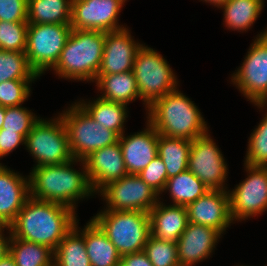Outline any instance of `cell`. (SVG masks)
<instances>
[{"label":"cell","instance_id":"7","mask_svg":"<svg viewBox=\"0 0 267 266\" xmlns=\"http://www.w3.org/2000/svg\"><path fill=\"white\" fill-rule=\"evenodd\" d=\"M132 71L146 108L177 88L178 81L170 65L150 47L142 45L138 49Z\"/></svg>","mask_w":267,"mask_h":266},{"label":"cell","instance_id":"28","mask_svg":"<svg viewBox=\"0 0 267 266\" xmlns=\"http://www.w3.org/2000/svg\"><path fill=\"white\" fill-rule=\"evenodd\" d=\"M264 0H228L224 9V22L228 29L246 31L256 21L263 9Z\"/></svg>","mask_w":267,"mask_h":266},{"label":"cell","instance_id":"6","mask_svg":"<svg viewBox=\"0 0 267 266\" xmlns=\"http://www.w3.org/2000/svg\"><path fill=\"white\" fill-rule=\"evenodd\" d=\"M74 104L60 114L67 130L69 147L74 159L84 160L92 152L118 142L119 136L114 131L105 129L95 122L78 103Z\"/></svg>","mask_w":267,"mask_h":266},{"label":"cell","instance_id":"5","mask_svg":"<svg viewBox=\"0 0 267 266\" xmlns=\"http://www.w3.org/2000/svg\"><path fill=\"white\" fill-rule=\"evenodd\" d=\"M92 220L117 248L121 257L143 251L151 235L147 212L104 210Z\"/></svg>","mask_w":267,"mask_h":266},{"label":"cell","instance_id":"31","mask_svg":"<svg viewBox=\"0 0 267 266\" xmlns=\"http://www.w3.org/2000/svg\"><path fill=\"white\" fill-rule=\"evenodd\" d=\"M38 77L29 65L25 52L0 50V83L8 80H35Z\"/></svg>","mask_w":267,"mask_h":266},{"label":"cell","instance_id":"3","mask_svg":"<svg viewBox=\"0 0 267 266\" xmlns=\"http://www.w3.org/2000/svg\"><path fill=\"white\" fill-rule=\"evenodd\" d=\"M148 123L158 134L193 141L208 133L198 107L177 88L148 107Z\"/></svg>","mask_w":267,"mask_h":266},{"label":"cell","instance_id":"13","mask_svg":"<svg viewBox=\"0 0 267 266\" xmlns=\"http://www.w3.org/2000/svg\"><path fill=\"white\" fill-rule=\"evenodd\" d=\"M223 154L207 133L195 138L189 152L188 170L209 190H225L227 164Z\"/></svg>","mask_w":267,"mask_h":266},{"label":"cell","instance_id":"32","mask_svg":"<svg viewBox=\"0 0 267 266\" xmlns=\"http://www.w3.org/2000/svg\"><path fill=\"white\" fill-rule=\"evenodd\" d=\"M28 25V22L0 20V50L25 52Z\"/></svg>","mask_w":267,"mask_h":266},{"label":"cell","instance_id":"34","mask_svg":"<svg viewBox=\"0 0 267 266\" xmlns=\"http://www.w3.org/2000/svg\"><path fill=\"white\" fill-rule=\"evenodd\" d=\"M247 150L244 164L267 167V114L253 130Z\"/></svg>","mask_w":267,"mask_h":266},{"label":"cell","instance_id":"41","mask_svg":"<svg viewBox=\"0 0 267 266\" xmlns=\"http://www.w3.org/2000/svg\"><path fill=\"white\" fill-rule=\"evenodd\" d=\"M4 228L9 230V237H4ZM11 240V231L9 226L0 225V260L9 254V245Z\"/></svg>","mask_w":267,"mask_h":266},{"label":"cell","instance_id":"17","mask_svg":"<svg viewBox=\"0 0 267 266\" xmlns=\"http://www.w3.org/2000/svg\"><path fill=\"white\" fill-rule=\"evenodd\" d=\"M84 162L93 192L128 174L119 141L92 152Z\"/></svg>","mask_w":267,"mask_h":266},{"label":"cell","instance_id":"26","mask_svg":"<svg viewBox=\"0 0 267 266\" xmlns=\"http://www.w3.org/2000/svg\"><path fill=\"white\" fill-rule=\"evenodd\" d=\"M192 141L159 134L158 155L165 164L168 178L188 170Z\"/></svg>","mask_w":267,"mask_h":266},{"label":"cell","instance_id":"22","mask_svg":"<svg viewBox=\"0 0 267 266\" xmlns=\"http://www.w3.org/2000/svg\"><path fill=\"white\" fill-rule=\"evenodd\" d=\"M78 231L84 236L91 266H120L122 257L117 248L92 219Z\"/></svg>","mask_w":267,"mask_h":266},{"label":"cell","instance_id":"40","mask_svg":"<svg viewBox=\"0 0 267 266\" xmlns=\"http://www.w3.org/2000/svg\"><path fill=\"white\" fill-rule=\"evenodd\" d=\"M120 266H153V264L147 258V255L141 251L138 253L123 255Z\"/></svg>","mask_w":267,"mask_h":266},{"label":"cell","instance_id":"4","mask_svg":"<svg viewBox=\"0 0 267 266\" xmlns=\"http://www.w3.org/2000/svg\"><path fill=\"white\" fill-rule=\"evenodd\" d=\"M104 42L105 32L72 29L53 71L61 78L94 82Z\"/></svg>","mask_w":267,"mask_h":266},{"label":"cell","instance_id":"8","mask_svg":"<svg viewBox=\"0 0 267 266\" xmlns=\"http://www.w3.org/2000/svg\"><path fill=\"white\" fill-rule=\"evenodd\" d=\"M25 146L37 160L34 167L67 163L74 159L60 115L52 121L39 119L26 136Z\"/></svg>","mask_w":267,"mask_h":266},{"label":"cell","instance_id":"35","mask_svg":"<svg viewBox=\"0 0 267 266\" xmlns=\"http://www.w3.org/2000/svg\"><path fill=\"white\" fill-rule=\"evenodd\" d=\"M15 106L5 108V117L2 129L22 134L25 138L32 130L34 124L40 119L25 107Z\"/></svg>","mask_w":267,"mask_h":266},{"label":"cell","instance_id":"16","mask_svg":"<svg viewBox=\"0 0 267 266\" xmlns=\"http://www.w3.org/2000/svg\"><path fill=\"white\" fill-rule=\"evenodd\" d=\"M142 46L132 39L125 27L105 33L101 65L97 75L124 73L133 70L136 52Z\"/></svg>","mask_w":267,"mask_h":266},{"label":"cell","instance_id":"23","mask_svg":"<svg viewBox=\"0 0 267 266\" xmlns=\"http://www.w3.org/2000/svg\"><path fill=\"white\" fill-rule=\"evenodd\" d=\"M96 86L103 92L100 98L127 105L140 98L133 71L118 74L97 75Z\"/></svg>","mask_w":267,"mask_h":266},{"label":"cell","instance_id":"43","mask_svg":"<svg viewBox=\"0 0 267 266\" xmlns=\"http://www.w3.org/2000/svg\"><path fill=\"white\" fill-rule=\"evenodd\" d=\"M205 2H208L211 4H213L214 6L220 7L223 4H225L228 0H203Z\"/></svg>","mask_w":267,"mask_h":266},{"label":"cell","instance_id":"42","mask_svg":"<svg viewBox=\"0 0 267 266\" xmlns=\"http://www.w3.org/2000/svg\"><path fill=\"white\" fill-rule=\"evenodd\" d=\"M0 266H16L13 257L10 254H7L0 260Z\"/></svg>","mask_w":267,"mask_h":266},{"label":"cell","instance_id":"29","mask_svg":"<svg viewBox=\"0 0 267 266\" xmlns=\"http://www.w3.org/2000/svg\"><path fill=\"white\" fill-rule=\"evenodd\" d=\"M167 189L174 205L185 207L209 191L208 187L189 170L168 178L163 192Z\"/></svg>","mask_w":267,"mask_h":266},{"label":"cell","instance_id":"39","mask_svg":"<svg viewBox=\"0 0 267 266\" xmlns=\"http://www.w3.org/2000/svg\"><path fill=\"white\" fill-rule=\"evenodd\" d=\"M26 138L19 133L0 130V158L15 150L21 143L25 145Z\"/></svg>","mask_w":267,"mask_h":266},{"label":"cell","instance_id":"20","mask_svg":"<svg viewBox=\"0 0 267 266\" xmlns=\"http://www.w3.org/2000/svg\"><path fill=\"white\" fill-rule=\"evenodd\" d=\"M29 197V179L0 163V225L9 226Z\"/></svg>","mask_w":267,"mask_h":266},{"label":"cell","instance_id":"36","mask_svg":"<svg viewBox=\"0 0 267 266\" xmlns=\"http://www.w3.org/2000/svg\"><path fill=\"white\" fill-rule=\"evenodd\" d=\"M34 80H8L0 83V106L15 107L30 96L29 83ZM22 103V104H21Z\"/></svg>","mask_w":267,"mask_h":266},{"label":"cell","instance_id":"15","mask_svg":"<svg viewBox=\"0 0 267 266\" xmlns=\"http://www.w3.org/2000/svg\"><path fill=\"white\" fill-rule=\"evenodd\" d=\"M188 222L210 226L222 234L233 222L226 190H209L186 206Z\"/></svg>","mask_w":267,"mask_h":266},{"label":"cell","instance_id":"12","mask_svg":"<svg viewBox=\"0 0 267 266\" xmlns=\"http://www.w3.org/2000/svg\"><path fill=\"white\" fill-rule=\"evenodd\" d=\"M248 177L228 190L233 221L244 220L267 210V167L245 164Z\"/></svg>","mask_w":267,"mask_h":266},{"label":"cell","instance_id":"25","mask_svg":"<svg viewBox=\"0 0 267 266\" xmlns=\"http://www.w3.org/2000/svg\"><path fill=\"white\" fill-rule=\"evenodd\" d=\"M80 102V103H79ZM77 102L89 116L105 129L114 131L119 137L124 132V122L126 120L127 109L125 104L107 101L97 98L96 101L85 103L84 100Z\"/></svg>","mask_w":267,"mask_h":266},{"label":"cell","instance_id":"19","mask_svg":"<svg viewBox=\"0 0 267 266\" xmlns=\"http://www.w3.org/2000/svg\"><path fill=\"white\" fill-rule=\"evenodd\" d=\"M158 140V132L148 122L144 131L119 137L128 174L138 175L158 155Z\"/></svg>","mask_w":267,"mask_h":266},{"label":"cell","instance_id":"44","mask_svg":"<svg viewBox=\"0 0 267 266\" xmlns=\"http://www.w3.org/2000/svg\"><path fill=\"white\" fill-rule=\"evenodd\" d=\"M4 117H5V107L0 106V130L2 129Z\"/></svg>","mask_w":267,"mask_h":266},{"label":"cell","instance_id":"2","mask_svg":"<svg viewBox=\"0 0 267 266\" xmlns=\"http://www.w3.org/2000/svg\"><path fill=\"white\" fill-rule=\"evenodd\" d=\"M78 161L83 164L82 172L72 167ZM28 179L31 197L57 202L74 210L76 201L94 193L84 160L73 159L67 163L34 167Z\"/></svg>","mask_w":267,"mask_h":266},{"label":"cell","instance_id":"37","mask_svg":"<svg viewBox=\"0 0 267 266\" xmlns=\"http://www.w3.org/2000/svg\"><path fill=\"white\" fill-rule=\"evenodd\" d=\"M138 176L158 194L163 192L168 179L165 164L159 155H157Z\"/></svg>","mask_w":267,"mask_h":266},{"label":"cell","instance_id":"9","mask_svg":"<svg viewBox=\"0 0 267 266\" xmlns=\"http://www.w3.org/2000/svg\"><path fill=\"white\" fill-rule=\"evenodd\" d=\"M71 32V26L65 24L28 25L25 54L39 77L56 65Z\"/></svg>","mask_w":267,"mask_h":266},{"label":"cell","instance_id":"24","mask_svg":"<svg viewBox=\"0 0 267 266\" xmlns=\"http://www.w3.org/2000/svg\"><path fill=\"white\" fill-rule=\"evenodd\" d=\"M72 0H28V24L70 25Z\"/></svg>","mask_w":267,"mask_h":266},{"label":"cell","instance_id":"18","mask_svg":"<svg viewBox=\"0 0 267 266\" xmlns=\"http://www.w3.org/2000/svg\"><path fill=\"white\" fill-rule=\"evenodd\" d=\"M222 233L210 226L188 222L186 229L177 240L178 263L193 266L207 259L213 252Z\"/></svg>","mask_w":267,"mask_h":266},{"label":"cell","instance_id":"33","mask_svg":"<svg viewBox=\"0 0 267 266\" xmlns=\"http://www.w3.org/2000/svg\"><path fill=\"white\" fill-rule=\"evenodd\" d=\"M143 252L153 266H180L175 242L162 241L150 235Z\"/></svg>","mask_w":267,"mask_h":266},{"label":"cell","instance_id":"14","mask_svg":"<svg viewBox=\"0 0 267 266\" xmlns=\"http://www.w3.org/2000/svg\"><path fill=\"white\" fill-rule=\"evenodd\" d=\"M123 0H72L70 26L77 30L110 32L123 29L118 26V15Z\"/></svg>","mask_w":267,"mask_h":266},{"label":"cell","instance_id":"27","mask_svg":"<svg viewBox=\"0 0 267 266\" xmlns=\"http://www.w3.org/2000/svg\"><path fill=\"white\" fill-rule=\"evenodd\" d=\"M77 223L53 251L55 266H91L84 236L78 231Z\"/></svg>","mask_w":267,"mask_h":266},{"label":"cell","instance_id":"38","mask_svg":"<svg viewBox=\"0 0 267 266\" xmlns=\"http://www.w3.org/2000/svg\"><path fill=\"white\" fill-rule=\"evenodd\" d=\"M28 0H0V20L27 22Z\"/></svg>","mask_w":267,"mask_h":266},{"label":"cell","instance_id":"1","mask_svg":"<svg viewBox=\"0 0 267 266\" xmlns=\"http://www.w3.org/2000/svg\"><path fill=\"white\" fill-rule=\"evenodd\" d=\"M75 210L57 203L29 197L9 225L11 236L48 246L53 251L77 221Z\"/></svg>","mask_w":267,"mask_h":266},{"label":"cell","instance_id":"11","mask_svg":"<svg viewBox=\"0 0 267 266\" xmlns=\"http://www.w3.org/2000/svg\"><path fill=\"white\" fill-rule=\"evenodd\" d=\"M99 192L107 203L104 210L149 213L160 198L155 190L135 174H127L119 180L110 182Z\"/></svg>","mask_w":267,"mask_h":266},{"label":"cell","instance_id":"21","mask_svg":"<svg viewBox=\"0 0 267 266\" xmlns=\"http://www.w3.org/2000/svg\"><path fill=\"white\" fill-rule=\"evenodd\" d=\"M151 236L162 241L177 242L188 224L185 206H165L161 201L149 211Z\"/></svg>","mask_w":267,"mask_h":266},{"label":"cell","instance_id":"10","mask_svg":"<svg viewBox=\"0 0 267 266\" xmlns=\"http://www.w3.org/2000/svg\"><path fill=\"white\" fill-rule=\"evenodd\" d=\"M239 68L231 81L250 102L263 108L267 104V30L256 37Z\"/></svg>","mask_w":267,"mask_h":266},{"label":"cell","instance_id":"30","mask_svg":"<svg viewBox=\"0 0 267 266\" xmlns=\"http://www.w3.org/2000/svg\"><path fill=\"white\" fill-rule=\"evenodd\" d=\"M9 254L16 266H52L54 252L46 245L28 242L11 236Z\"/></svg>","mask_w":267,"mask_h":266}]
</instances>
